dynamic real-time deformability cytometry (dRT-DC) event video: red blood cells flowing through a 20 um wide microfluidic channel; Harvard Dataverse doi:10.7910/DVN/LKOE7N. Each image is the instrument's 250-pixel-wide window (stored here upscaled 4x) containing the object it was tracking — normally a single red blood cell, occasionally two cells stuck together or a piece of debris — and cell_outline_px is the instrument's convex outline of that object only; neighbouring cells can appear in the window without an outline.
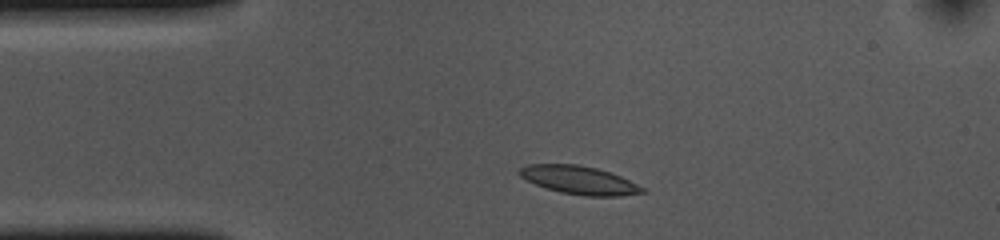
{"species": "common noctule bat (a hibernating species)", "species_latin": "Nyctalus noctula", "temperature_condition": "cold", "stored_images_in_passage": 37, "camera_frame_rate_fps": 3000, "um_per_image_px": 0.085, "animal": {"sex": "female", "body_mass_g": 10.0, "forearm_length_mm": 53.1}, "frame": {"image": 1, "passage_image": 4, "time_ms": 1.0, "image_size_px": [1000, 240], "cell_outline_px": [[648, 192], [620, 196], [584, 196], [560, 192], [536, 184], [520, 176], [516, 172], [520, 168], [528, 164], [576, 164], [596, 168], [620, 176], [644, 188]], "centroid_in_image_um": [49.23, 15.31], "position_along_channel_um": 35.8, "area_um2": 20.06}}
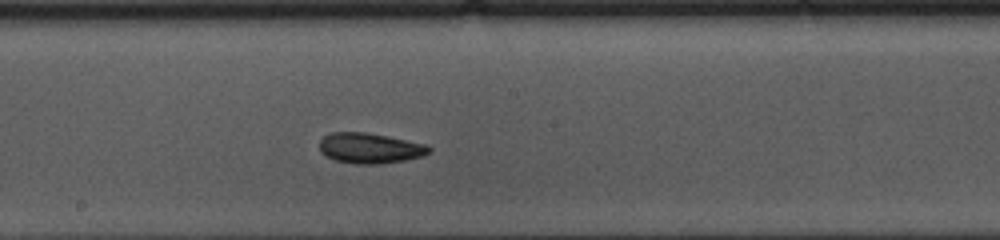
{"frame": {"image": 2, "passage_image": 21, "time_ms": 6.667, "image_size_px": [1000, 240], "cell_outline_px": [[432, 152], [424, 156], [384, 164], [352, 164], [336, 160], [320, 152], [320, 140], [324, 136], [332, 132], [368, 132], [428, 144], [432, 148]], "centroid_in_image_um": [31.5, 12.59], "position_along_channel_um": 216.7, "area_um2": 19.71}}
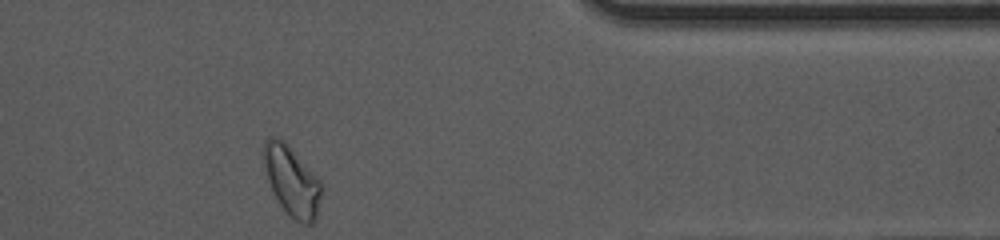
{"frame": {"image": 3, "passage_image": 37, "time_ms": 12.0, "image_size_px": [1000, 240], "cell_outline_px": [[324, 188], [316, 220], [312, 224], [300, 224], [288, 216], [272, 192], [268, 180], [264, 164], [264, 140], [272, 136], [276, 136], [284, 140], [288, 144], [324, 184]], "centroid_in_image_um": [24.85, 15.42], "position_along_channel_um": 386.6, "area_um2": 23.99}, "authors_computed_cell_mechanics": {"area_um2": 19.363, "velocity_mm_per_s": 3.6317, "shape_relaxation_time_tau1_ms": 10.4956, "shape_relaxation_time_tau2_ms": 5.6307, "deformation_change_tau1": 0.174, "deformation_change_tau2": 0.1172}}